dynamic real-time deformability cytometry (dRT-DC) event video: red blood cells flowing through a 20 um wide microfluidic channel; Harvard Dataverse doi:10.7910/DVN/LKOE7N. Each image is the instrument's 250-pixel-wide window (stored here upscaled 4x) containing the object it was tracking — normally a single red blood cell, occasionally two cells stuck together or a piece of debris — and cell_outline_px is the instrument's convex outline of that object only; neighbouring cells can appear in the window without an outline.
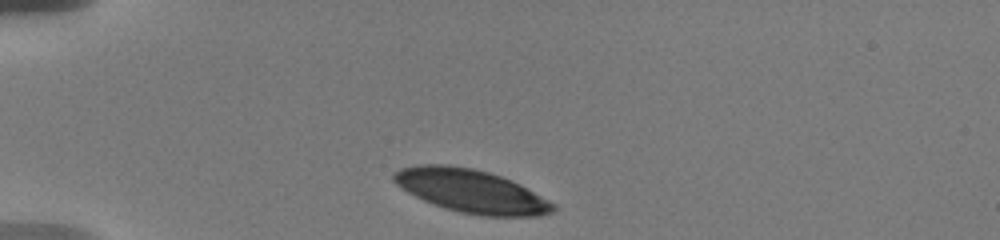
{"species": "human", "species_latin": "Homo sapiens", "temperature_condition": "warm", "stored_images_in_passage": 26, "camera_frame_rate_fps": 3000, "um_per_image_px": 0.085, "donor": {"sex": "male"}, "frame": {"image": 1, "passage_image": 1, "time_ms": 0.0, "image_size_px": [1000, 240], "cell_outline_px": [[556, 208], [552, 212], [540, 216], [480, 216], [460, 212], [444, 208], [424, 200], [408, 192], [396, 184], [392, 180], [392, 172], [400, 168], [416, 164], [448, 164], [472, 168], [488, 172], [512, 180], [520, 184], [556, 204]], "centroid_in_image_um": [40.03, 16.23], "position_along_channel_um": 45.0, "area_um2": 40.29}}
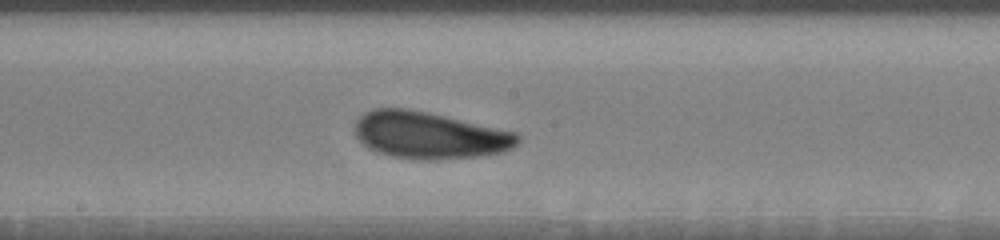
{"frame": {"image": 2, "passage_image": 12, "time_ms": 5.667, "image_size_px": [1000, 240], "cell_outline_px": [[520, 140], [512, 148], [504, 152], [476, 156], [428, 160], [420, 160], [392, 156], [376, 152], [368, 148], [356, 136], [356, 120], [364, 112], [372, 108], [408, 108], [428, 112], [516, 132], [520, 136]], "centroid_in_image_um": [36.49, 11.49], "position_along_channel_um": 211.7, "area_um2": 44.45}}
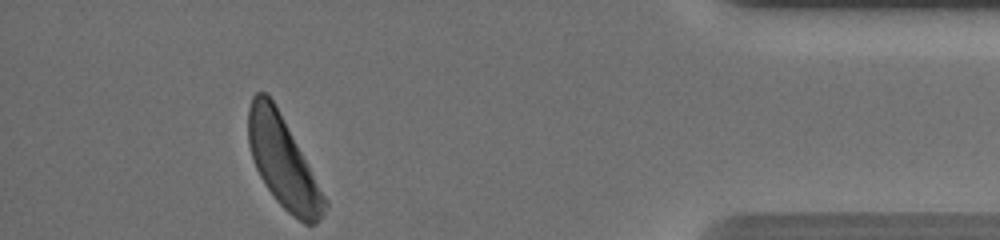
{"frame": {"image": 3, "passage_image": 26, "time_ms": 12.333, "image_size_px": [1000, 240], "cell_outline_px": [[328, 204], [324, 212], [316, 224], [304, 224], [292, 216], [276, 200], [264, 184], [256, 168], [248, 144], [248, 108], [252, 96], [256, 92], [264, 92], [276, 104], [324, 196]], "centroid_in_image_um": [24.02, 13.77], "position_along_channel_um": 411.2, "area_um2": 39.71}, "authors_computed_cell_mechanics": {"area_um2": 42.6275, "velocity_mm_per_s": 3.6105, "shape_relaxation_time_tau1_ms": 5.0649, "shape_relaxation_time_tau2_ms": 6.3732, "deformation_change_tau1": 0.1715, "deformation_change_tau2": 0.1538}}